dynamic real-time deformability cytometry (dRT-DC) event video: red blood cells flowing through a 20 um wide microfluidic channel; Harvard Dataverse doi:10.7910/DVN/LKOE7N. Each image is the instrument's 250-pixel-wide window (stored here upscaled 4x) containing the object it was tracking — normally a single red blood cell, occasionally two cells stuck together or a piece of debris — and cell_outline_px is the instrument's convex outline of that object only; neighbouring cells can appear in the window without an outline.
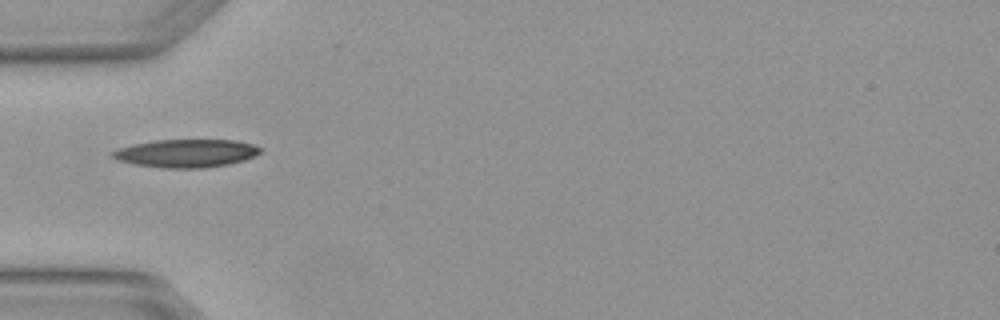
{"species": "Egyptian fruit bat (a non-hibernating species)", "species_latin": "Rousettus aegyptiacus", "temperature_condition": "warm", "stored_images_in_passage": 2, "camera_frame_rate_fps": 3000, "um_per_image_px": 0.085, "animal": {"sex": "female"}, "frame": {"image": 1, "passage_image": 1, "time_ms": 0.0, "image_size_px": [1000, 320], "cell_outline_px": [[264, 148], [256, 156], [244, 160], [228, 164], [204, 168], [164, 168], [132, 164], [116, 160], [108, 152], [116, 148], [132, 144], [156, 140], [236, 140], [252, 144]], "centroid_in_image_um": [15.79, 13.03], "position_along_channel_um": 69.2, "area_um2": 24.51}}
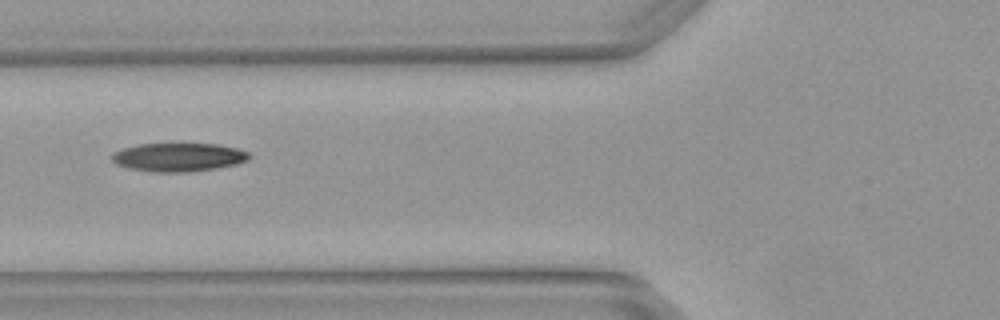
{"frame": {"image": 2, "passage_image": 2, "time_ms": 0.333, "image_size_px": [1000, 320], "cell_outline_px": [[252, 156], [248, 160], [236, 164], [216, 168], [188, 172], [152, 172], [128, 168], [116, 164], [112, 160], [112, 152], [124, 148], [140, 144], [216, 144], [236, 148], [248, 152]], "centroid_in_image_um": [15.17, 13.37], "position_along_channel_um": 110.6, "area_um2": 22.77}}